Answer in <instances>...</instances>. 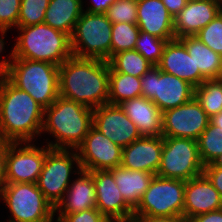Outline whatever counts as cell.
<instances>
[{"mask_svg":"<svg viewBox=\"0 0 222 222\" xmlns=\"http://www.w3.org/2000/svg\"><path fill=\"white\" fill-rule=\"evenodd\" d=\"M59 95L91 109L108 104V61L72 55L59 66Z\"/></svg>","mask_w":222,"mask_h":222,"instance_id":"6da1fadb","label":"cell"},{"mask_svg":"<svg viewBox=\"0 0 222 222\" xmlns=\"http://www.w3.org/2000/svg\"><path fill=\"white\" fill-rule=\"evenodd\" d=\"M44 108L26 91L0 78V136L10 142H31L42 133ZM36 135V136H35Z\"/></svg>","mask_w":222,"mask_h":222,"instance_id":"7a4b0ae2","label":"cell"},{"mask_svg":"<svg viewBox=\"0 0 222 222\" xmlns=\"http://www.w3.org/2000/svg\"><path fill=\"white\" fill-rule=\"evenodd\" d=\"M93 125V109L60 95L44 109L43 131L55 138L50 148L75 149L82 143Z\"/></svg>","mask_w":222,"mask_h":222,"instance_id":"3957f363","label":"cell"},{"mask_svg":"<svg viewBox=\"0 0 222 222\" xmlns=\"http://www.w3.org/2000/svg\"><path fill=\"white\" fill-rule=\"evenodd\" d=\"M17 29L21 33L9 58L44 61L60 66L72 56L70 36L65 32L45 23Z\"/></svg>","mask_w":222,"mask_h":222,"instance_id":"277c9868","label":"cell"},{"mask_svg":"<svg viewBox=\"0 0 222 222\" xmlns=\"http://www.w3.org/2000/svg\"><path fill=\"white\" fill-rule=\"evenodd\" d=\"M5 77L44 109L59 96V66L44 61L8 58Z\"/></svg>","mask_w":222,"mask_h":222,"instance_id":"5b68a950","label":"cell"},{"mask_svg":"<svg viewBox=\"0 0 222 222\" xmlns=\"http://www.w3.org/2000/svg\"><path fill=\"white\" fill-rule=\"evenodd\" d=\"M111 31L106 14L83 11L70 36L72 55L107 61L111 57Z\"/></svg>","mask_w":222,"mask_h":222,"instance_id":"8992f818","label":"cell"},{"mask_svg":"<svg viewBox=\"0 0 222 222\" xmlns=\"http://www.w3.org/2000/svg\"><path fill=\"white\" fill-rule=\"evenodd\" d=\"M0 198L13 217L8 222H53L56 215L36 183H7Z\"/></svg>","mask_w":222,"mask_h":222,"instance_id":"52a82bcc","label":"cell"},{"mask_svg":"<svg viewBox=\"0 0 222 222\" xmlns=\"http://www.w3.org/2000/svg\"><path fill=\"white\" fill-rule=\"evenodd\" d=\"M73 164H76L78 171L73 170ZM80 170L76 150L50 148L47 145L45 162L36 185L55 208L71 183V174L79 173Z\"/></svg>","mask_w":222,"mask_h":222,"instance_id":"ba28073f","label":"cell"},{"mask_svg":"<svg viewBox=\"0 0 222 222\" xmlns=\"http://www.w3.org/2000/svg\"><path fill=\"white\" fill-rule=\"evenodd\" d=\"M196 140L163 137V150L157 176L188 181L203 174Z\"/></svg>","mask_w":222,"mask_h":222,"instance_id":"9c48e42d","label":"cell"},{"mask_svg":"<svg viewBox=\"0 0 222 222\" xmlns=\"http://www.w3.org/2000/svg\"><path fill=\"white\" fill-rule=\"evenodd\" d=\"M185 181L154 175L140 203L133 210L136 216L183 217Z\"/></svg>","mask_w":222,"mask_h":222,"instance_id":"30bf717a","label":"cell"},{"mask_svg":"<svg viewBox=\"0 0 222 222\" xmlns=\"http://www.w3.org/2000/svg\"><path fill=\"white\" fill-rule=\"evenodd\" d=\"M142 96L162 111L178 107L194 97V86L172 74L151 67L141 76Z\"/></svg>","mask_w":222,"mask_h":222,"instance_id":"8fae6325","label":"cell"},{"mask_svg":"<svg viewBox=\"0 0 222 222\" xmlns=\"http://www.w3.org/2000/svg\"><path fill=\"white\" fill-rule=\"evenodd\" d=\"M41 147L31 142L9 144L6 153V183L37 182L47 154V145Z\"/></svg>","mask_w":222,"mask_h":222,"instance_id":"7c38bea8","label":"cell"},{"mask_svg":"<svg viewBox=\"0 0 222 222\" xmlns=\"http://www.w3.org/2000/svg\"><path fill=\"white\" fill-rule=\"evenodd\" d=\"M210 117L193 97L190 101L163 112L162 136L196 140L207 128Z\"/></svg>","mask_w":222,"mask_h":222,"instance_id":"4fadbf2b","label":"cell"},{"mask_svg":"<svg viewBox=\"0 0 222 222\" xmlns=\"http://www.w3.org/2000/svg\"><path fill=\"white\" fill-rule=\"evenodd\" d=\"M123 148L93 126L76 148L81 170H110L121 165Z\"/></svg>","mask_w":222,"mask_h":222,"instance_id":"5bb4252c","label":"cell"},{"mask_svg":"<svg viewBox=\"0 0 222 222\" xmlns=\"http://www.w3.org/2000/svg\"><path fill=\"white\" fill-rule=\"evenodd\" d=\"M92 126L122 148L142 137L120 105L108 103L94 108Z\"/></svg>","mask_w":222,"mask_h":222,"instance_id":"9a60e30c","label":"cell"},{"mask_svg":"<svg viewBox=\"0 0 222 222\" xmlns=\"http://www.w3.org/2000/svg\"><path fill=\"white\" fill-rule=\"evenodd\" d=\"M163 150V136H142L123 148L121 166L156 175Z\"/></svg>","mask_w":222,"mask_h":222,"instance_id":"2e32d148","label":"cell"},{"mask_svg":"<svg viewBox=\"0 0 222 222\" xmlns=\"http://www.w3.org/2000/svg\"><path fill=\"white\" fill-rule=\"evenodd\" d=\"M221 11L222 0L187 1L186 6L173 18L175 38L195 36Z\"/></svg>","mask_w":222,"mask_h":222,"instance_id":"e0dca14e","label":"cell"},{"mask_svg":"<svg viewBox=\"0 0 222 222\" xmlns=\"http://www.w3.org/2000/svg\"><path fill=\"white\" fill-rule=\"evenodd\" d=\"M221 208L222 198L204 174L185 181L183 217L187 221Z\"/></svg>","mask_w":222,"mask_h":222,"instance_id":"ac0fdd59","label":"cell"},{"mask_svg":"<svg viewBox=\"0 0 222 222\" xmlns=\"http://www.w3.org/2000/svg\"><path fill=\"white\" fill-rule=\"evenodd\" d=\"M96 208L105 217L122 218L133 215V209L122 197L110 170L93 171Z\"/></svg>","mask_w":222,"mask_h":222,"instance_id":"d6986e66","label":"cell"},{"mask_svg":"<svg viewBox=\"0 0 222 222\" xmlns=\"http://www.w3.org/2000/svg\"><path fill=\"white\" fill-rule=\"evenodd\" d=\"M157 67L163 72L189 82L194 87L206 80L200 71H195L193 59L179 39L167 41Z\"/></svg>","mask_w":222,"mask_h":222,"instance_id":"ffe728a7","label":"cell"},{"mask_svg":"<svg viewBox=\"0 0 222 222\" xmlns=\"http://www.w3.org/2000/svg\"><path fill=\"white\" fill-rule=\"evenodd\" d=\"M173 18L161 0L137 2L136 24L140 31L164 40L176 39Z\"/></svg>","mask_w":222,"mask_h":222,"instance_id":"44dd1931","label":"cell"},{"mask_svg":"<svg viewBox=\"0 0 222 222\" xmlns=\"http://www.w3.org/2000/svg\"><path fill=\"white\" fill-rule=\"evenodd\" d=\"M79 177L67 188L62 200L55 207L57 215H66L90 208H96L93 171L80 170Z\"/></svg>","mask_w":222,"mask_h":222,"instance_id":"7402d4cb","label":"cell"},{"mask_svg":"<svg viewBox=\"0 0 222 222\" xmlns=\"http://www.w3.org/2000/svg\"><path fill=\"white\" fill-rule=\"evenodd\" d=\"M119 105L142 136H162L163 112L152 100L140 96Z\"/></svg>","mask_w":222,"mask_h":222,"instance_id":"603a6c76","label":"cell"},{"mask_svg":"<svg viewBox=\"0 0 222 222\" xmlns=\"http://www.w3.org/2000/svg\"><path fill=\"white\" fill-rule=\"evenodd\" d=\"M110 171L126 203L134 210L148 189L154 174L138 170H130L119 166Z\"/></svg>","mask_w":222,"mask_h":222,"instance_id":"cb8c5ba5","label":"cell"},{"mask_svg":"<svg viewBox=\"0 0 222 222\" xmlns=\"http://www.w3.org/2000/svg\"><path fill=\"white\" fill-rule=\"evenodd\" d=\"M179 40L185 45L195 63V71L206 79L222 78V56L200 41L196 36H184Z\"/></svg>","mask_w":222,"mask_h":222,"instance_id":"d4e9b609","label":"cell"},{"mask_svg":"<svg viewBox=\"0 0 222 222\" xmlns=\"http://www.w3.org/2000/svg\"><path fill=\"white\" fill-rule=\"evenodd\" d=\"M83 11L82 0H50L43 23L71 36Z\"/></svg>","mask_w":222,"mask_h":222,"instance_id":"484cf974","label":"cell"},{"mask_svg":"<svg viewBox=\"0 0 222 222\" xmlns=\"http://www.w3.org/2000/svg\"><path fill=\"white\" fill-rule=\"evenodd\" d=\"M141 77L109 71L108 103L119 105L125 100L142 96Z\"/></svg>","mask_w":222,"mask_h":222,"instance_id":"4316f807","label":"cell"},{"mask_svg":"<svg viewBox=\"0 0 222 222\" xmlns=\"http://www.w3.org/2000/svg\"><path fill=\"white\" fill-rule=\"evenodd\" d=\"M109 71L141 77L153 65L138 51L126 50L112 55L108 60Z\"/></svg>","mask_w":222,"mask_h":222,"instance_id":"83f0119b","label":"cell"},{"mask_svg":"<svg viewBox=\"0 0 222 222\" xmlns=\"http://www.w3.org/2000/svg\"><path fill=\"white\" fill-rule=\"evenodd\" d=\"M194 98L209 117L220 113L222 111V78L204 80L194 88Z\"/></svg>","mask_w":222,"mask_h":222,"instance_id":"f1b7e54d","label":"cell"},{"mask_svg":"<svg viewBox=\"0 0 222 222\" xmlns=\"http://www.w3.org/2000/svg\"><path fill=\"white\" fill-rule=\"evenodd\" d=\"M197 144L203 165L211 164L222 153V128L209 123L197 139Z\"/></svg>","mask_w":222,"mask_h":222,"instance_id":"f546056e","label":"cell"},{"mask_svg":"<svg viewBox=\"0 0 222 222\" xmlns=\"http://www.w3.org/2000/svg\"><path fill=\"white\" fill-rule=\"evenodd\" d=\"M140 30L137 24L125 22L112 24L111 56L126 50H134Z\"/></svg>","mask_w":222,"mask_h":222,"instance_id":"4dcf8cb0","label":"cell"},{"mask_svg":"<svg viewBox=\"0 0 222 222\" xmlns=\"http://www.w3.org/2000/svg\"><path fill=\"white\" fill-rule=\"evenodd\" d=\"M167 41L147 32L140 31L135 44V50L138 51L153 66H157L162 58L163 49Z\"/></svg>","mask_w":222,"mask_h":222,"instance_id":"1f68e13d","label":"cell"},{"mask_svg":"<svg viewBox=\"0 0 222 222\" xmlns=\"http://www.w3.org/2000/svg\"><path fill=\"white\" fill-rule=\"evenodd\" d=\"M50 0H21L17 27L41 24Z\"/></svg>","mask_w":222,"mask_h":222,"instance_id":"d6a6232c","label":"cell"},{"mask_svg":"<svg viewBox=\"0 0 222 222\" xmlns=\"http://www.w3.org/2000/svg\"><path fill=\"white\" fill-rule=\"evenodd\" d=\"M107 18L112 24L137 23V2L134 0H115L106 11Z\"/></svg>","mask_w":222,"mask_h":222,"instance_id":"836d02e7","label":"cell"},{"mask_svg":"<svg viewBox=\"0 0 222 222\" xmlns=\"http://www.w3.org/2000/svg\"><path fill=\"white\" fill-rule=\"evenodd\" d=\"M195 36L222 56V11Z\"/></svg>","mask_w":222,"mask_h":222,"instance_id":"e575fe53","label":"cell"},{"mask_svg":"<svg viewBox=\"0 0 222 222\" xmlns=\"http://www.w3.org/2000/svg\"><path fill=\"white\" fill-rule=\"evenodd\" d=\"M21 0H0V30L17 28Z\"/></svg>","mask_w":222,"mask_h":222,"instance_id":"d590c367","label":"cell"},{"mask_svg":"<svg viewBox=\"0 0 222 222\" xmlns=\"http://www.w3.org/2000/svg\"><path fill=\"white\" fill-rule=\"evenodd\" d=\"M56 220L57 222H114V218L105 217L97 208L58 215Z\"/></svg>","mask_w":222,"mask_h":222,"instance_id":"8d00e7d4","label":"cell"},{"mask_svg":"<svg viewBox=\"0 0 222 222\" xmlns=\"http://www.w3.org/2000/svg\"><path fill=\"white\" fill-rule=\"evenodd\" d=\"M203 174L211 184L218 190L222 198V168L215 167L212 163L204 166Z\"/></svg>","mask_w":222,"mask_h":222,"instance_id":"74e56055","label":"cell"},{"mask_svg":"<svg viewBox=\"0 0 222 222\" xmlns=\"http://www.w3.org/2000/svg\"><path fill=\"white\" fill-rule=\"evenodd\" d=\"M11 142L0 137V192L3 190L6 183V153Z\"/></svg>","mask_w":222,"mask_h":222,"instance_id":"f35d334b","label":"cell"},{"mask_svg":"<svg viewBox=\"0 0 222 222\" xmlns=\"http://www.w3.org/2000/svg\"><path fill=\"white\" fill-rule=\"evenodd\" d=\"M188 222H222V208L190 218Z\"/></svg>","mask_w":222,"mask_h":222,"instance_id":"ab89813d","label":"cell"},{"mask_svg":"<svg viewBox=\"0 0 222 222\" xmlns=\"http://www.w3.org/2000/svg\"><path fill=\"white\" fill-rule=\"evenodd\" d=\"M168 12L175 17L186 6L187 0H161Z\"/></svg>","mask_w":222,"mask_h":222,"instance_id":"60d3db41","label":"cell"},{"mask_svg":"<svg viewBox=\"0 0 222 222\" xmlns=\"http://www.w3.org/2000/svg\"><path fill=\"white\" fill-rule=\"evenodd\" d=\"M114 1L115 0H92L93 4L87 7L86 12L105 14Z\"/></svg>","mask_w":222,"mask_h":222,"instance_id":"b9f144b4","label":"cell"},{"mask_svg":"<svg viewBox=\"0 0 222 222\" xmlns=\"http://www.w3.org/2000/svg\"><path fill=\"white\" fill-rule=\"evenodd\" d=\"M143 222H188L181 216H139Z\"/></svg>","mask_w":222,"mask_h":222,"instance_id":"7bdbcfd3","label":"cell"},{"mask_svg":"<svg viewBox=\"0 0 222 222\" xmlns=\"http://www.w3.org/2000/svg\"><path fill=\"white\" fill-rule=\"evenodd\" d=\"M114 222H143L141 217L136 216V215H130L127 217H122V218H116L114 219Z\"/></svg>","mask_w":222,"mask_h":222,"instance_id":"ee69618b","label":"cell"},{"mask_svg":"<svg viewBox=\"0 0 222 222\" xmlns=\"http://www.w3.org/2000/svg\"><path fill=\"white\" fill-rule=\"evenodd\" d=\"M209 123L214 126L222 128V111L212 117H210Z\"/></svg>","mask_w":222,"mask_h":222,"instance_id":"f6af8a7d","label":"cell"},{"mask_svg":"<svg viewBox=\"0 0 222 222\" xmlns=\"http://www.w3.org/2000/svg\"><path fill=\"white\" fill-rule=\"evenodd\" d=\"M7 64H8V59L6 58L0 61V78L6 73Z\"/></svg>","mask_w":222,"mask_h":222,"instance_id":"bcb514c9","label":"cell"},{"mask_svg":"<svg viewBox=\"0 0 222 222\" xmlns=\"http://www.w3.org/2000/svg\"><path fill=\"white\" fill-rule=\"evenodd\" d=\"M212 164L217 167V168H222V153L220 156H218L213 162Z\"/></svg>","mask_w":222,"mask_h":222,"instance_id":"7dc6e473","label":"cell"},{"mask_svg":"<svg viewBox=\"0 0 222 222\" xmlns=\"http://www.w3.org/2000/svg\"><path fill=\"white\" fill-rule=\"evenodd\" d=\"M0 33H1V36H2V38L0 37V53H1L2 50L4 49V45H5V42H4L5 32L0 30Z\"/></svg>","mask_w":222,"mask_h":222,"instance_id":"c3c4849f","label":"cell"}]
</instances>
